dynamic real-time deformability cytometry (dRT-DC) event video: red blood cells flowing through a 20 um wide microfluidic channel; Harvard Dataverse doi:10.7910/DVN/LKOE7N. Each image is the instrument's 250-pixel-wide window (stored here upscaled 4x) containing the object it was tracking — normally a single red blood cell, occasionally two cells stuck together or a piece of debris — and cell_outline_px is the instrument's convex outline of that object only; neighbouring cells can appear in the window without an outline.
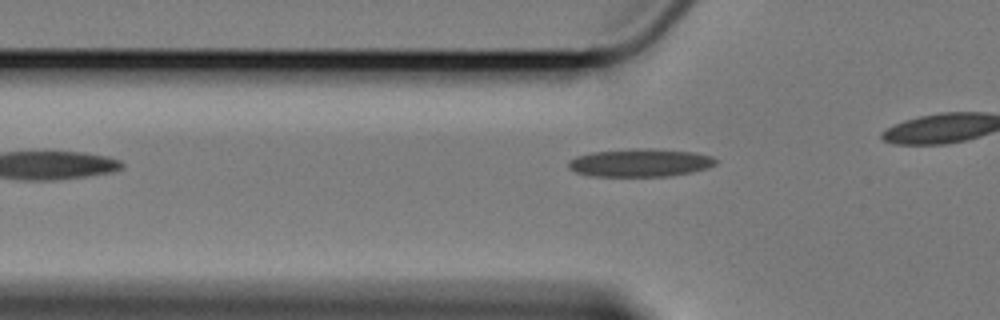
{"species": "Egyptian fruit bat (a non-hibernating species)", "species_latin": "Rousettus aegyptiacus", "temperature_condition": "cold", "stored_images_in_passage": 29, "camera_frame_rate_fps": 3000, "um_per_image_px": 0.085, "animal": {"sex": "female"}, "frame": {"image": 1, "passage_image": 4, "time_ms": 1.0, "image_size_px": [1000, 320], "cell_outline_px": [[716, 164], [704, 168], [688, 172], [668, 176], [588, 176], [576, 172], [568, 168], [568, 160], [576, 156], [592, 152], [636, 148], [652, 148], [692, 152], [712, 156], [716, 160]], "centroid_in_image_um": [54.34, 13.82], "position_along_channel_um": 71.5, "area_um2": 23.93}}
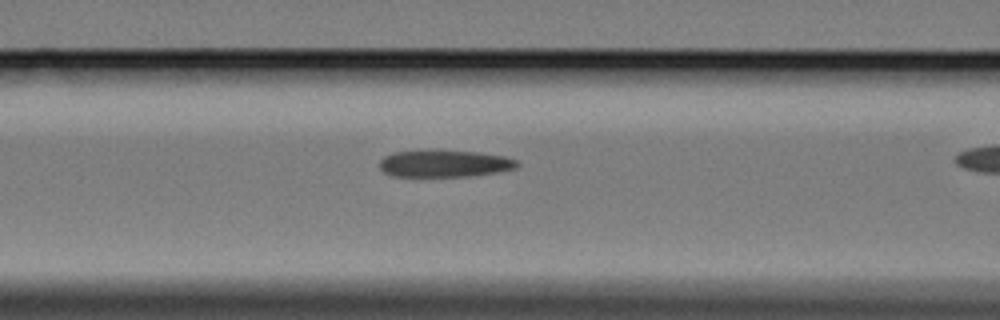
{"frame": {"image": 2, "passage_image": 9, "time_ms": 2.667, "image_size_px": [1000, 320], "cell_outline_px": [[520, 164], [516, 168], [496, 172], [468, 176], [392, 176], [384, 172], [380, 168], [380, 160], [384, 156], [396, 152], [476, 152], [504, 156], [516, 160]], "centroid_in_image_um": [37.8, 13.93], "position_along_channel_um": 128.8, "area_um2": 20.87}}